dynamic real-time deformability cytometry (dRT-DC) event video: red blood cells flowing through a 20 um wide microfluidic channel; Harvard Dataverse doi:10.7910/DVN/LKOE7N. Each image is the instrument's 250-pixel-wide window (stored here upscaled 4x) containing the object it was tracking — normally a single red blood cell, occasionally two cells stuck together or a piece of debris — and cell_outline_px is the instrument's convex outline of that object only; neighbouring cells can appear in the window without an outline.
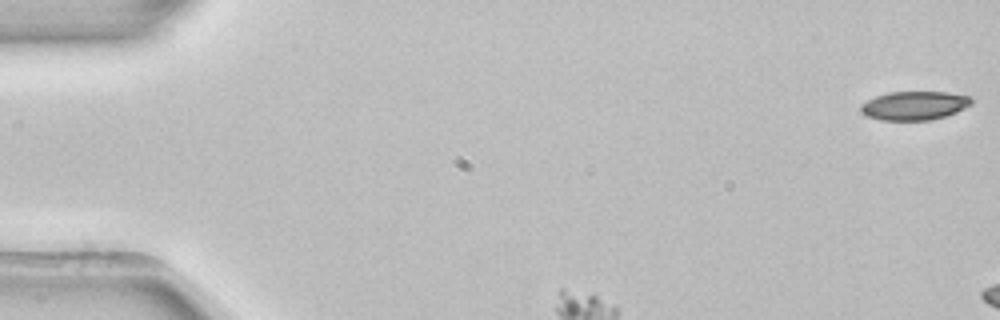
{"species": "common noctule bat (a hibernating species)", "species_latin": "Nyctalus noctula", "temperature_condition": "room temperature", "stored_images_in_passage": 7, "camera_frame_rate_fps": 3000, "um_per_image_px": 0.085, "animal": {"sex": "female", "body_mass_g": 22.7, "forearm_length_mm": 54.2}, "frame": {"image": 1, "passage_image": 1, "time_ms": 0.0, "image_size_px": [1000, 320], "cell_outline_px": [[972, 104], [956, 112], [932, 120], [880, 120], [868, 116], [860, 108], [860, 104], [876, 96], [888, 92], [948, 92], [972, 96]], "centroid_in_image_um": [77.76, 8.97], "position_along_channel_um": 7.2, "area_um2": 18.5}}